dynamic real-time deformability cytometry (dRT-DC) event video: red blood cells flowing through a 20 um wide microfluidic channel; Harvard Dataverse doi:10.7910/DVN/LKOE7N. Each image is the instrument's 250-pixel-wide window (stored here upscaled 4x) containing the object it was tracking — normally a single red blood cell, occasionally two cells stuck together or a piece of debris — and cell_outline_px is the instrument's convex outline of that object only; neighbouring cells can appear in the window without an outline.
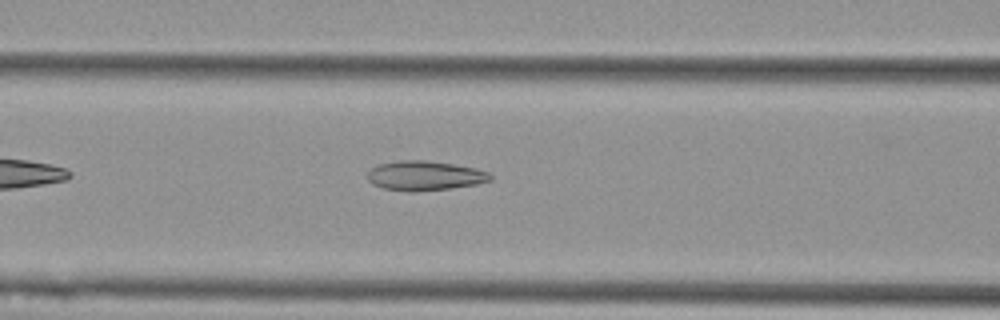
{"species": "Egyptian fruit bat (a non-hibernating species)", "species_latin": "Rousettus aegyptiacus", "temperature_condition": "cold", "stored_images_in_passage": 38, "camera_frame_rate_fps": 3000, "um_per_image_px": 0.085, "animal": {"sex": "female"}, "frame": {"image": 1, "passage_image": 7, "time_ms": 2.0, "image_size_px": [1000, 320], "cell_outline_px": [[492, 180], [476, 184], [452, 188], [412, 192], [408, 192], [384, 188], [372, 184], [368, 180], [368, 172], [372, 168], [380, 164], [400, 160], [424, 160], [452, 164], [476, 168], [488, 172], [492, 176]], "centroid_in_image_um": [36.11, 14.94], "position_along_channel_um": 130.5, "area_um2": 21.1}}
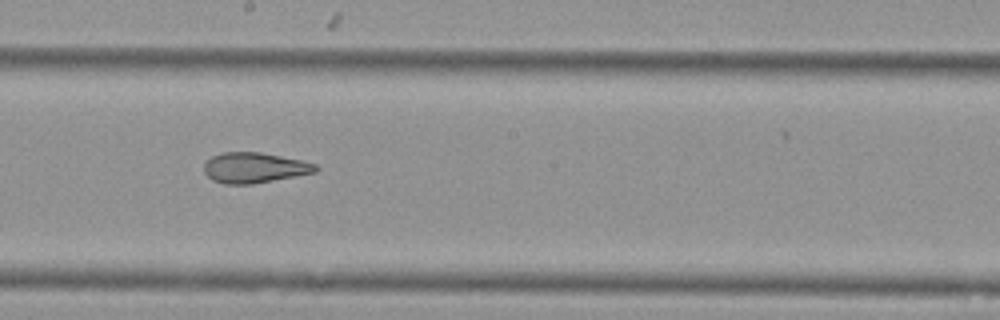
{"frame": {"image": 2, "passage_image": 15, "time_ms": 4.667, "image_size_px": [1000, 320], "cell_outline_px": [[320, 168], [316, 172], [252, 184], [224, 184], [212, 180], [204, 172], [204, 164], [212, 156], [220, 152], [260, 152], [300, 160], [316, 164]], "centroid_in_image_um": [21.6, 14.25], "position_along_channel_um": 226.6, "area_um2": 19.71}}
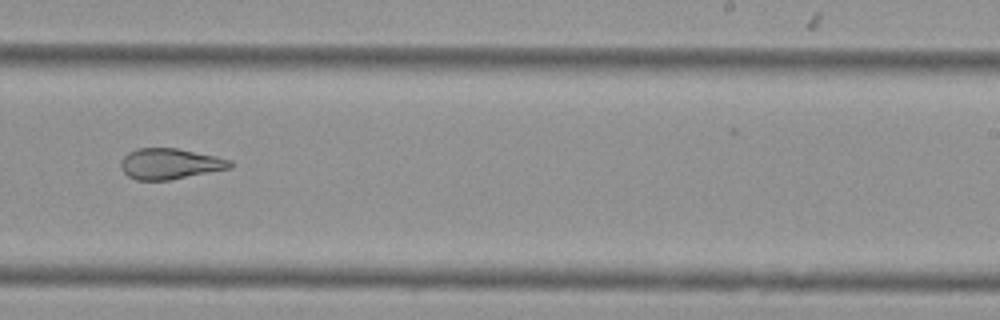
{"frame": {"image": 3, "passage_image": 19, "time_ms": 6.0, "image_size_px": [1000, 320], "cell_outline_px": [[232, 168], [168, 180], [136, 180], [128, 176], [120, 168], [120, 160], [128, 152], [136, 148], [176, 148], [216, 156], [232, 160]], "centroid_in_image_um": [14.42, 13.92], "position_along_channel_um": 274.6, "area_um2": 19.65}, "authors_computed_cell_mechanics": {"area_um2": 21.0103, "velocity_mm_per_s": 3.617, "shape_relaxation_time_tau1_ms": null, "shape_relaxation_time_tau2_ms": 2.6685, "deformation_change_tau1": null, "deformation_change_tau2": 0.1109}}